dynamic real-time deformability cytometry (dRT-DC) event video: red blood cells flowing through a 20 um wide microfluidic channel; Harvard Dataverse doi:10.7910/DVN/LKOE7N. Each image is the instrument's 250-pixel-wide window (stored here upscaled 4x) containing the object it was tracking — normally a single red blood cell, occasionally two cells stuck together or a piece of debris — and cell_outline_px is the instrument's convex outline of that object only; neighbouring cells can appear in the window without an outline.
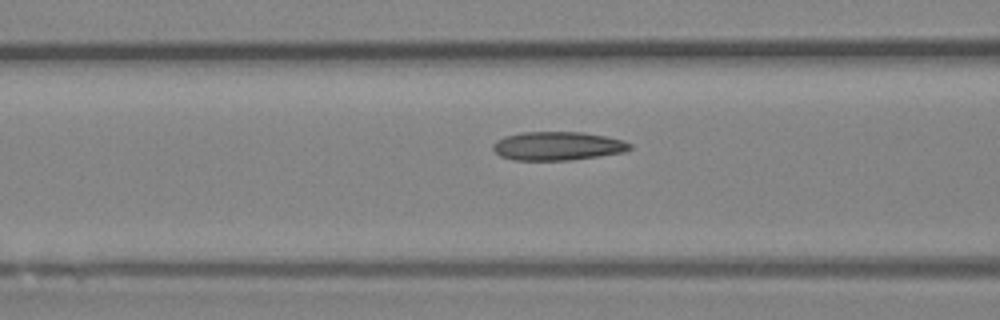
{"species": "Egyptian fruit bat (a non-hibernating species)", "species_latin": "Rousettus aegyptiacus", "temperature_condition": "room temperature", "stored_images_in_passage": 15, "camera_frame_rate_fps": 3000, "um_per_image_px": 0.085, "animal": {"sex": "female"}, "frame": {"image": 1, "passage_image": 13, "time_ms": 4.0, "image_size_px": [1000, 320], "cell_outline_px": [[632, 148], [624, 152], [600, 156], [572, 160], [512, 160], [500, 156], [492, 148], [492, 144], [496, 140], [504, 136], [520, 132], [584, 132], [624, 140], [632, 144]], "centroid_in_image_um": [47.39, 12.41], "position_along_channel_um": 119.2, "area_um2": 23.06}}